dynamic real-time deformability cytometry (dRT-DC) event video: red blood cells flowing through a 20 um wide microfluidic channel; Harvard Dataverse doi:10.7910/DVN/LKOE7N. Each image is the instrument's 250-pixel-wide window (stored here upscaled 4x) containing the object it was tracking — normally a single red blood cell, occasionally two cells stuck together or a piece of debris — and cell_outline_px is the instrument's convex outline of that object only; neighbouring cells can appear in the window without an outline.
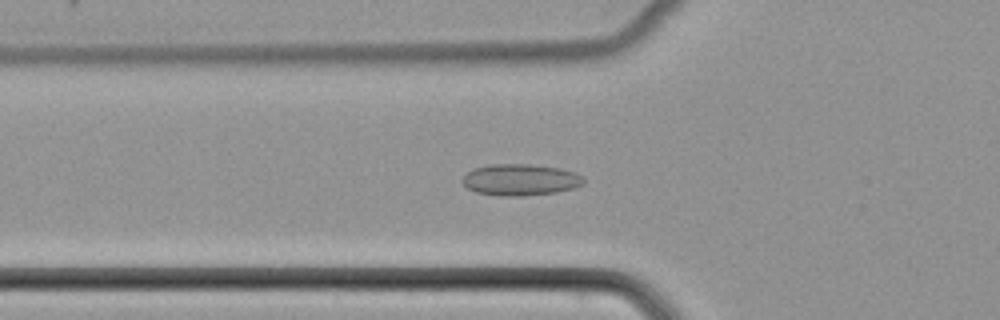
{"species": "common noctule bat (a hibernating species)", "species_latin": "Nyctalus noctula", "temperature_condition": "cold", "stored_images_in_passage": 52, "camera_frame_rate_fps": 3000, "um_per_image_px": 0.085, "animal": {"sex": "female", "body_mass_g": 22.7, "forearm_length_mm": 54.2}, "frame": {"image": 1, "passage_image": 19, "time_ms": 6.0, "image_size_px": [1000, 320], "cell_outline_px": [[584, 184], [572, 188], [556, 192], [524, 196], [500, 196], [476, 192], [468, 188], [460, 180], [472, 168], [488, 164], [528, 164], [560, 168], [576, 172], [584, 176]], "centroid_in_image_um": [44.23, 15.27], "position_along_channel_um": 81.6, "area_um2": 22.43}}
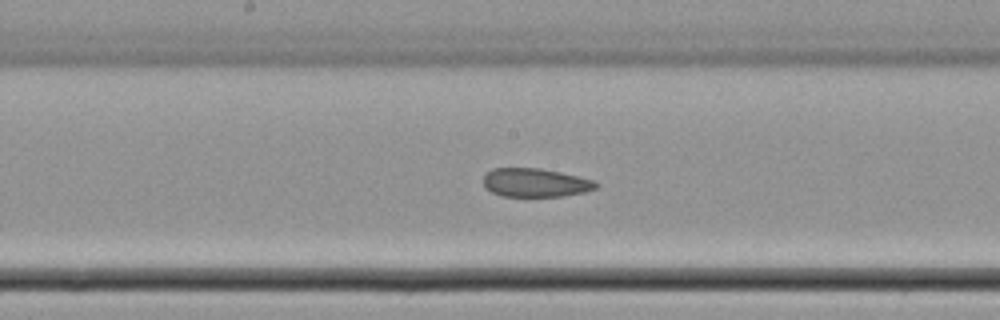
{"frame": {"image": 2, "passage_image": 28, "time_ms": 9.0, "image_size_px": [1000, 320], "cell_outline_px": [[600, 184], [596, 188], [584, 192], [564, 196], [504, 196], [492, 192], [484, 188], [484, 176], [492, 168], [540, 168], [560, 172], [592, 180]], "centroid_in_image_um": [45.49, 15.52], "position_along_channel_um": 202.7, "area_um2": 18.67}}
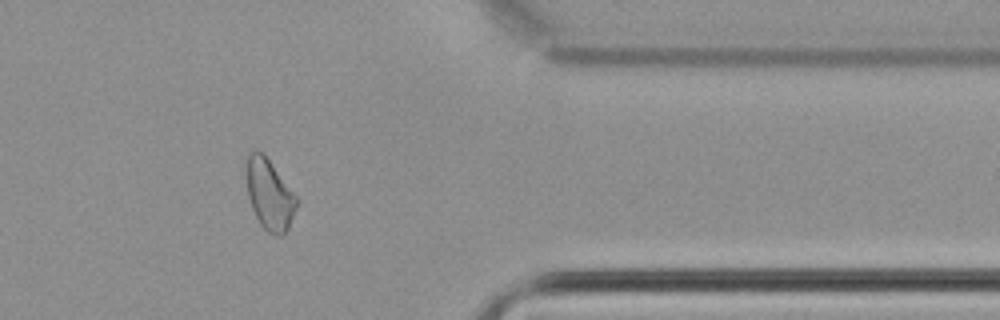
{"frame": {"image": 3, "passage_image": 43, "time_ms": 14.0, "image_size_px": [1000, 320], "cell_outline_px": [[300, 200], [288, 228], [280, 236], [276, 236], [268, 232], [260, 224], [252, 208], [248, 196], [248, 156], [256, 148], [268, 160]], "centroid_in_image_um": [22.95, 16.59], "position_along_channel_um": 388.5, "area_um2": 20.06}}